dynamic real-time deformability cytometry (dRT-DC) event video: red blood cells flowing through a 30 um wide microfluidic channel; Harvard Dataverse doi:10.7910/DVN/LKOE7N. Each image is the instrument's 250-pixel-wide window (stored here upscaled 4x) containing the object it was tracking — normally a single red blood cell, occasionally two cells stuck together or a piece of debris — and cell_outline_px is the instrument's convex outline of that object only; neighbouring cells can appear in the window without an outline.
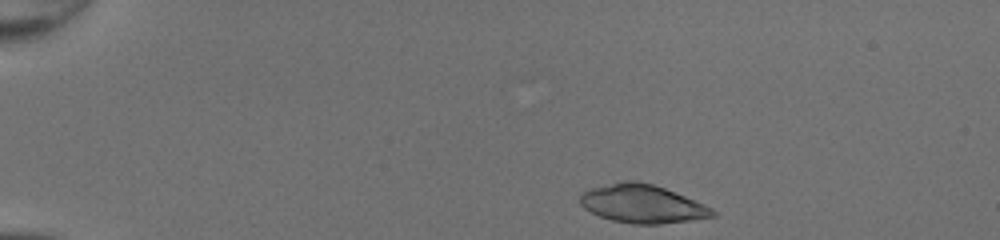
{"species": "common noctule bat (a hibernating species)", "species_latin": "Nyctalus noctula", "temperature_condition": "room temperature", "stored_images_in_passage": 33, "camera_frame_rate_fps": 3000, "um_per_image_px": 0.085, "animal": {"sex": "female", "body_mass_g": 20.0, "forearm_length_mm": 54.0}, "frame": {"image": 1, "passage_image": 1, "time_ms": 0.0, "image_size_px": [1000, 240], "cell_outline_px": [[716, 216], [692, 220], [660, 224], [632, 224], [612, 220], [600, 216], [584, 208], [580, 204], [580, 192], [588, 188], [624, 180], [636, 180], [652, 184], [664, 188], [704, 204], [712, 208], [716, 212]], "centroid_in_image_um": [54.57, 17.32], "position_along_channel_um": 30.4, "area_um2": 29.65}}
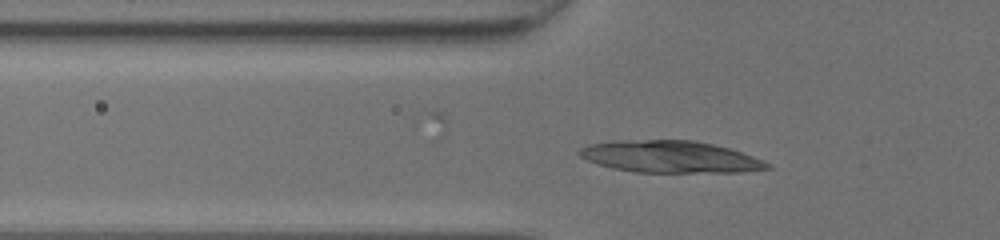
{"frame": {"image": 2, "passage_image": 10, "time_ms": 3.0, "image_size_px": [1000, 240], "cell_outline_px": [[772, 168], [740, 172], [636, 172], [612, 168], [588, 160], [580, 156], [576, 152], [580, 148], [588, 144], [612, 140], [692, 140], [712, 144], [728, 148], [764, 160], [772, 164]], "centroid_in_image_um": [56.95, 13.32], "position_along_channel_um": 68.9, "area_um2": 34.91}}
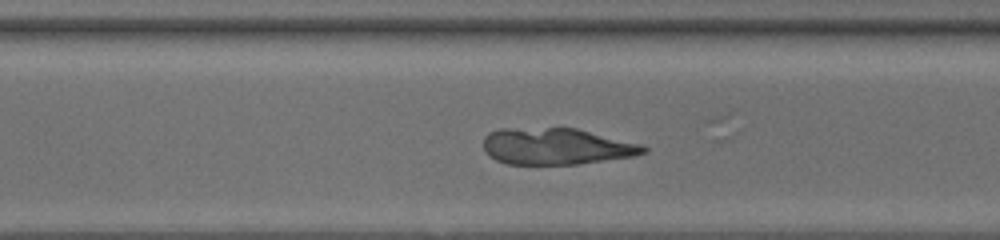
{"frame": {"image": 3, "passage_image": 28, "time_ms": 9.0, "image_size_px": [1000, 240], "cell_outline_px": [[648, 152], [632, 156], [580, 164], [508, 164], [496, 160], [484, 148], [484, 136], [488, 132], [500, 128], [576, 128], [644, 144], [648, 148]], "centroid_in_image_um": [47.33, 12.43], "position_along_channel_um": 323.3, "area_um2": 34.16}}